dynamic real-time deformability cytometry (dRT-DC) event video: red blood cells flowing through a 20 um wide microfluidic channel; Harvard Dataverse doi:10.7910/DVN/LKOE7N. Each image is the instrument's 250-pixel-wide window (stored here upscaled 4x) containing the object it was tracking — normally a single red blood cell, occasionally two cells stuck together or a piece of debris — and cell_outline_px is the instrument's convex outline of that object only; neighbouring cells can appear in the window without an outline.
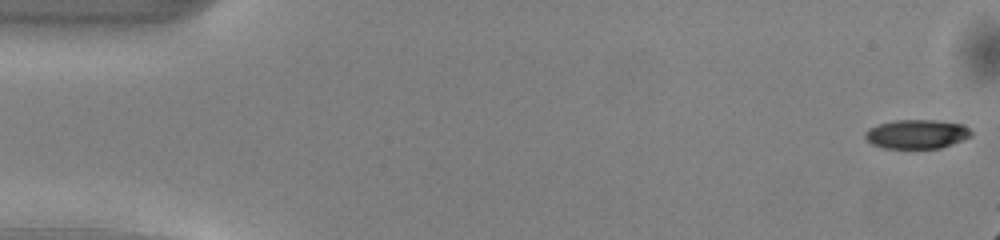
{"species": "common noctule bat (a hibernating species)", "species_latin": "Nyctalus noctula", "temperature_condition": "warm", "stored_images_in_passage": 12, "camera_frame_rate_fps": 3000, "um_per_image_px": 0.085, "animal": {"sex": "male", "body_mass_g": 13.0, "forearm_length_mm": 53.1}, "frame": {"image": 1, "passage_image": 1, "time_ms": 0.0, "image_size_px": [1000, 240], "cell_outline_px": [[972, 136], [940, 148], [884, 148], [872, 144], [864, 136], [864, 132], [868, 128], [880, 124], [896, 120], [936, 120], [964, 124], [972, 132]], "centroid_in_image_um": [77.93, 11.39], "position_along_channel_um": 7.1, "area_um2": 17.92}}